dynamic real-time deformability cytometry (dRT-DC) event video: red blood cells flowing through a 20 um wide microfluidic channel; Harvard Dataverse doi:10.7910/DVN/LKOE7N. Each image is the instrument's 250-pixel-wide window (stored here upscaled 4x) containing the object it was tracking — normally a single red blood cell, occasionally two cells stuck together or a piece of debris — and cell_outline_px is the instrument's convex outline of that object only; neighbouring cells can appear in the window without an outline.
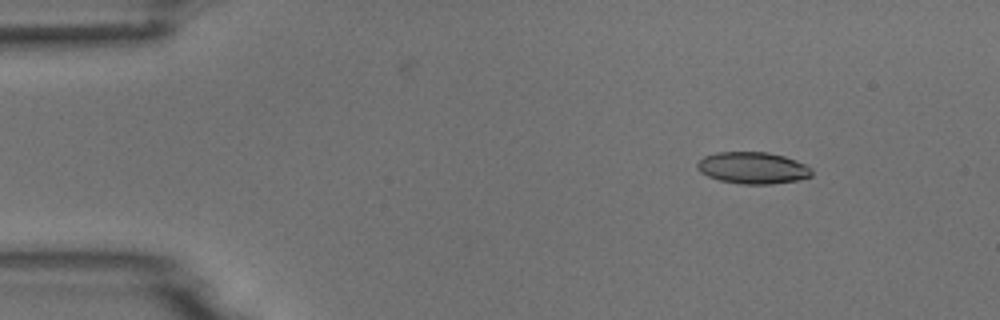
{"species": "common noctule bat (a hibernating species)", "species_latin": "Nyctalus noctula", "temperature_condition": "room temperature", "stored_images_in_passage": 4, "camera_frame_rate_fps": 3000, "um_per_image_px": 0.085, "animal": {"sex": "male", "body_mass_g": 18.8}, "frame": {"image": 1, "passage_image": 2, "time_ms": 1.0, "image_size_px": [1000, 320], "cell_outline_px": [[812, 176], [796, 180], [772, 184], [740, 184], [720, 180], [708, 176], [700, 172], [696, 168], [696, 164], [704, 156], [716, 152], [768, 152], [784, 156], [796, 160], [812, 168]], "centroid_in_image_um": [63.98, 14.27], "position_along_channel_um": 21.0, "area_um2": 21.21}}